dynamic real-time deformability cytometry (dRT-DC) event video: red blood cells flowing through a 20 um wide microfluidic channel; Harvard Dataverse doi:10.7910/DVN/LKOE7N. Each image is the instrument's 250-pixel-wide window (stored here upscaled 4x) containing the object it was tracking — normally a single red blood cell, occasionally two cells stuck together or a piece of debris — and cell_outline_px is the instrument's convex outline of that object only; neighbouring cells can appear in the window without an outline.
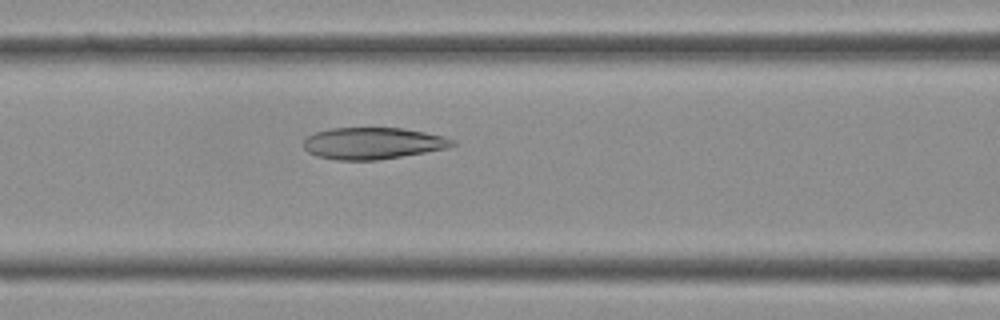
{"species": "Egyptian fruit bat (a non-hibernating species)", "species_latin": "Rousettus aegyptiacus", "temperature_condition": "cold", "stored_images_in_passage": 39, "camera_frame_rate_fps": 3000, "um_per_image_px": 0.085, "frame": {"image": 1, "passage_image": 16, "time_ms": 5.0, "image_size_px": [1000, 320], "cell_outline_px": [[456, 144], [448, 148], [376, 160], [336, 160], [316, 156], [308, 152], [304, 148], [304, 140], [308, 136], [316, 132], [332, 128], [404, 128], [424, 132], [456, 140]], "centroid_in_image_um": [31.67, 12.18], "position_along_channel_um": 134.9, "area_um2": 27.28}}
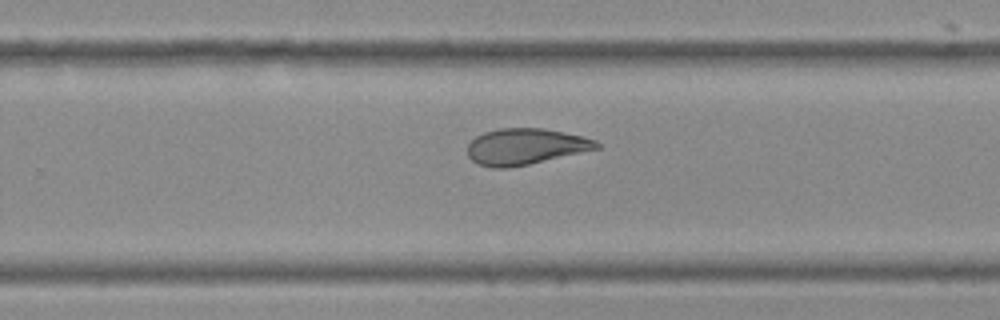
{"frame": {"image": 2, "passage_image": 25, "time_ms": 8.0, "image_size_px": [1000, 320], "cell_outline_px": [[600, 148], [528, 164], [508, 168], [496, 168], [476, 164], [468, 156], [468, 144], [476, 136], [484, 132], [500, 128], [544, 128], [564, 132], [596, 140], [600, 144]], "centroid_in_image_um": [44.64, 12.45], "position_along_channel_um": 285.2, "area_um2": 27.05}}
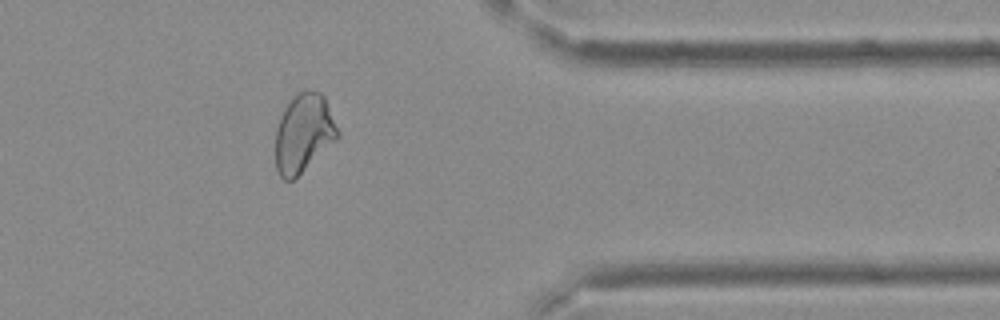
{"frame": {"image": 3, "passage_image": 32, "time_ms": 10.333, "image_size_px": [1000, 320], "cell_outline_px": [[340, 136], [336, 140], [292, 180], [284, 180], [280, 176], [276, 168], [276, 128], [280, 116], [284, 108], [304, 88], [308, 88], [320, 92], [324, 96], [340, 132]], "centroid_in_image_um": [25.81, 11.29], "position_along_channel_um": 385.6, "area_um2": 28.21}}